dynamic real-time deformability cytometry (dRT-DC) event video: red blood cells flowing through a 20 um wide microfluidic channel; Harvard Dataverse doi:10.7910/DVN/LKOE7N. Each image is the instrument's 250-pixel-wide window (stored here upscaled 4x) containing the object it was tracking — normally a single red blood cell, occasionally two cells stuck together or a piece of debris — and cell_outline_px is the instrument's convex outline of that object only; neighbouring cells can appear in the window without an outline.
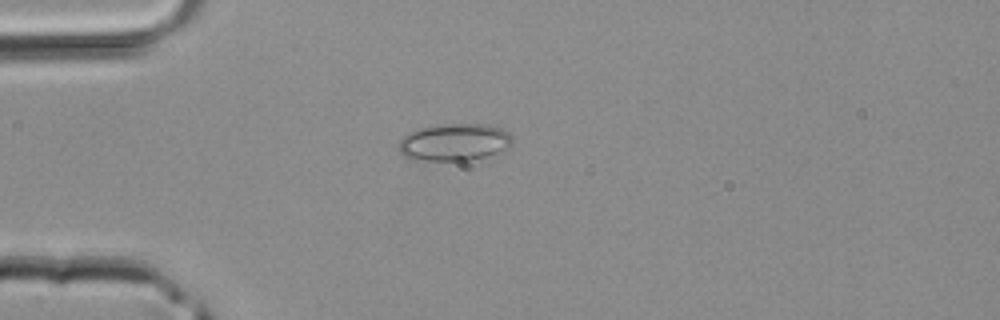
{"species": "common noctule bat (a hibernating species)", "species_latin": "Nyctalus noctula", "temperature_condition": "room temperature", "stored_images_in_passage": 31, "camera_frame_rate_fps": 3000, "um_per_image_px": 0.085, "animal": {"sex": "male", "body_mass_g": 20.4}, "frame": {"image": 1, "passage_image": 1, "time_ms": 0.0, "image_size_px": [1000, 320], "cell_outline_px": [[512, 144], [508, 148], [484, 156], [468, 160], [416, 160], [404, 156], [400, 152], [400, 140], [404, 136], [420, 128], [448, 124], [488, 124], [500, 128], [508, 132], [512, 136]], "centroid_in_image_um": [38.65, 12.08], "position_along_channel_um": 46.4, "area_um2": 24.22}}
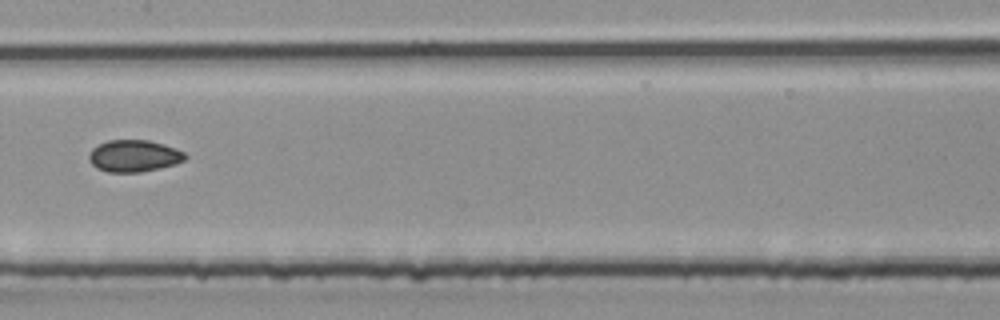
{"frame": {"image": 2, "passage_image": 11, "time_ms": 3.333, "image_size_px": [1000, 320], "cell_outline_px": [[188, 156], [184, 160], [176, 164], [160, 168], [140, 172], [108, 172], [96, 168], [88, 160], [88, 156], [92, 148], [108, 140], [148, 140], [164, 144], [176, 148], [184, 152]], "centroid_in_image_um": [11.39, 13.25], "position_along_channel_um": 196.0, "area_um2": 17.98}}
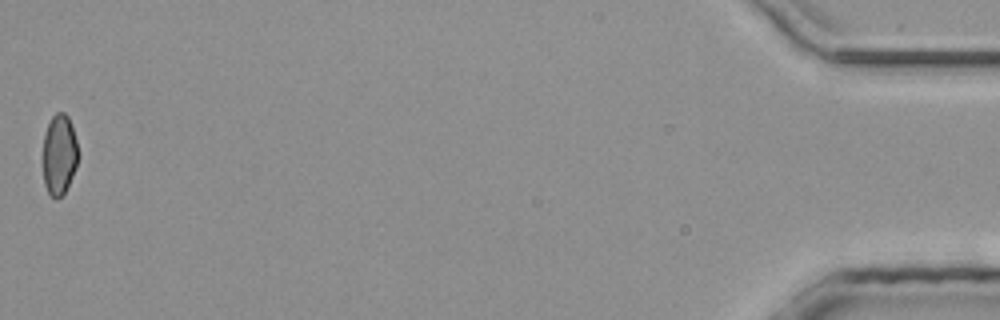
{"frame": {"image": 3, "passage_image": 31, "time_ms": 10.0, "image_size_px": [1000, 320], "cell_outline_px": [[76, 168], [64, 192], [60, 196], [52, 196], [48, 192], [44, 184], [44, 132], [52, 116], [56, 112], [64, 112], [68, 116], [76, 140]], "centroid_in_image_um": [5.02, 13.09], "position_along_channel_um": 430.2, "area_um2": 15.95}}